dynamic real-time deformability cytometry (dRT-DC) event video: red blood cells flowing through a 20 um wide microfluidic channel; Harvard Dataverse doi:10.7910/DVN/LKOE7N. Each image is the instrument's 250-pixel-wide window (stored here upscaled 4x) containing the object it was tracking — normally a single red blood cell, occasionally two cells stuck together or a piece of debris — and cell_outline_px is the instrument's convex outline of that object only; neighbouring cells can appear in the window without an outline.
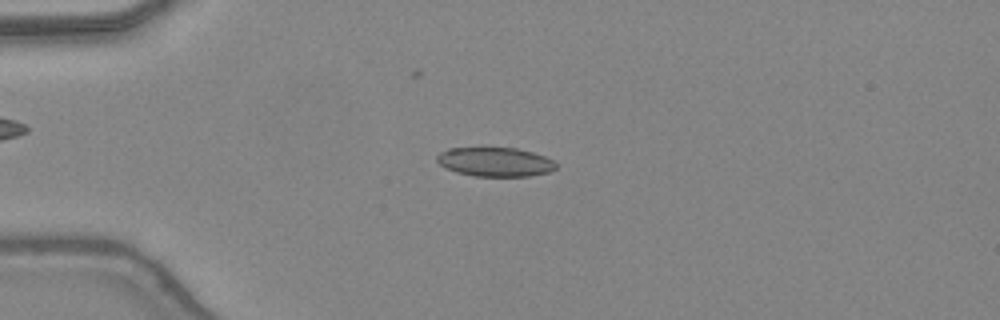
{"species": "common noctule bat (a hibernating species)", "species_latin": "Nyctalus noctula", "temperature_condition": "warm", "stored_images_in_passage": 47, "camera_frame_rate_fps": 3000, "um_per_image_px": 0.085, "animal": {"sex": "female", "body_mass_g": 24.6, "forearm_length_mm": 56.2}, "frame": {"image": 1, "passage_image": 12, "time_ms": 3.667, "image_size_px": [1000, 320], "cell_outline_px": [[556, 168], [548, 172], [528, 176], [472, 176], [456, 172], [440, 164], [436, 160], [436, 156], [440, 152], [448, 148], [516, 148], [532, 152], [544, 156], [552, 160], [556, 164]], "centroid_in_image_um": [42.07, 13.76], "position_along_channel_um": 42.9, "area_um2": 20.06}}
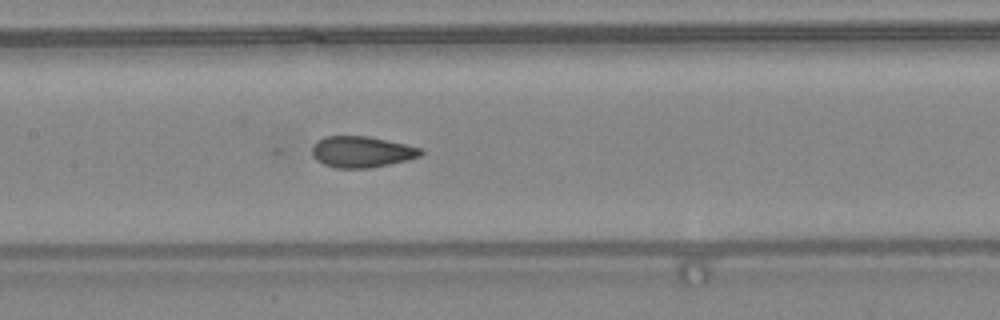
{"frame": {"image": 2, "passage_image": 23, "time_ms": 7.333, "image_size_px": [1000, 320], "cell_outline_px": [[424, 152], [420, 156], [408, 160], [368, 168], [336, 168], [324, 164], [316, 160], [312, 156], [312, 144], [316, 140], [324, 136], [368, 136], [424, 148]], "centroid_in_image_um": [30.73, 12.9], "position_along_channel_um": 176.7, "area_um2": 19.94}}
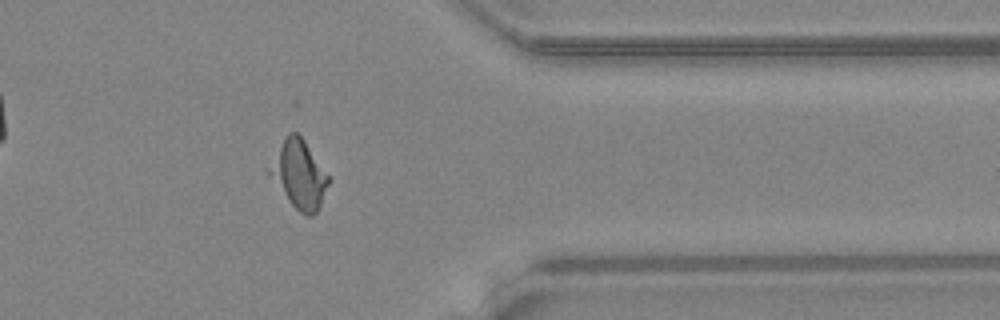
{"frame": {"image": 3, "passage_image": 38, "time_ms": 12.333, "image_size_px": [1000, 320], "cell_outline_px": [[328, 184], [320, 208], [312, 216], [308, 216], [300, 212], [288, 200], [268, 172], [268, 168], [288, 132], [296, 132], [304, 140], [328, 176]], "centroid_in_image_um": [25.44, 14.85], "position_along_channel_um": 386.0, "area_um2": 22.37}}